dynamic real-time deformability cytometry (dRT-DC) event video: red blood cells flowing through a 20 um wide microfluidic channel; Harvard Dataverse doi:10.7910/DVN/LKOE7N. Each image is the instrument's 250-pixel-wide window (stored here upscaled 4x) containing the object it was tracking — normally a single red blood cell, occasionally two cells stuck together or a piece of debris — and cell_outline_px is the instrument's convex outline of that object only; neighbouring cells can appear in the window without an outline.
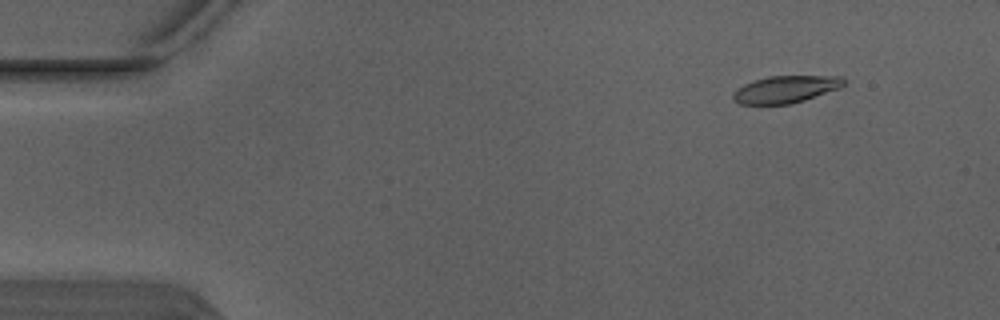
{"species": "Egyptian fruit bat (a non-hibernating species)", "species_latin": "Rousettus aegyptiacus", "temperature_condition": "warm", "stored_images_in_passage": 4, "camera_frame_rate_fps": 3000, "um_per_image_px": 0.085, "animal": {"sex": "male"}, "frame": {"image": 1, "passage_image": 2, "time_ms": 0.333, "image_size_px": [1000, 320], "cell_outline_px": [[844, 84], [840, 88], [792, 104], [740, 104], [732, 100], [732, 92], [736, 88], [744, 84], [768, 76], [840, 76], [844, 80]], "centroid_in_image_um": [66.74, 7.59], "position_along_channel_um": 18.3, "area_um2": 17.51}}
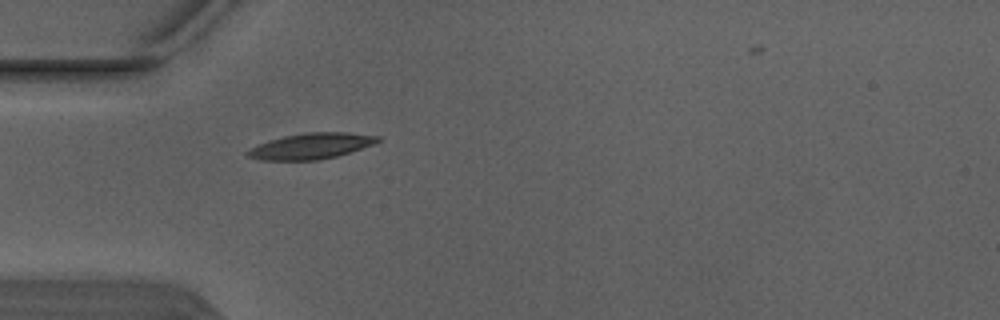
{"frame": {"image": 2, "passage_image": 4, "time_ms": 1.0, "image_size_px": [1000, 320], "cell_outline_px": [[380, 140], [372, 144], [336, 156], [316, 160], [264, 160], [248, 156], [244, 152], [268, 140], [284, 136], [308, 132], [348, 132], [380, 136]], "centroid_in_image_um": [26.44, 12.4], "position_along_channel_um": 58.6, "area_um2": 19.25}}